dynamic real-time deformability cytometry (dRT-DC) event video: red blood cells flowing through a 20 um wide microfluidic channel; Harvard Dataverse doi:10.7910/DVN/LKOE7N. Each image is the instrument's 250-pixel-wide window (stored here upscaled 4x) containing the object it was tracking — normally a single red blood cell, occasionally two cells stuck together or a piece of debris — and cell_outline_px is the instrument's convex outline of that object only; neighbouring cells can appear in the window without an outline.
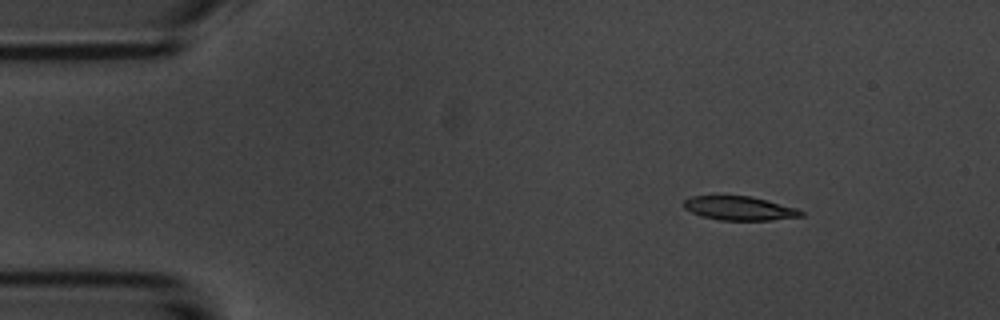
{"species": "common noctule bat (a hibernating species)", "species_latin": "Nyctalus noctula", "temperature_condition": "room temperature", "stored_images_in_passage": 5, "camera_frame_rate_fps": 3000, "um_per_image_px": 0.085, "animal": {"sex": "male", "body_mass_g": 20.1, "forearm_length_mm": 53.5}, "frame": {"image": 1, "passage_image": 1, "time_ms": 0.0, "image_size_px": [1000, 320], "cell_outline_px": [[804, 216], [772, 220], [720, 220], [700, 216], [684, 208], [684, 200], [688, 196], [752, 196], [768, 200], [796, 208], [804, 212]], "centroid_in_image_um": [62.85, 17.7], "position_along_channel_um": 22.1, "area_um2": 16.42}}
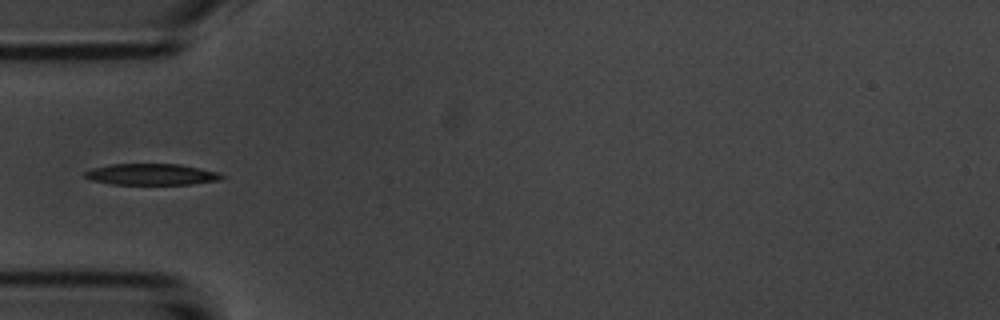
{"frame": {"image": 2, "passage_image": 4, "time_ms": 3.333, "image_size_px": [1000, 320], "cell_outline_px": [[224, 176], [220, 180], [192, 184], [112, 184], [92, 180], [84, 176], [84, 172], [92, 168], [112, 164], [180, 164], [216, 172]], "centroid_in_image_um": [12.85, 14.82], "position_along_channel_um": 72.1, "area_um2": 16.76}}